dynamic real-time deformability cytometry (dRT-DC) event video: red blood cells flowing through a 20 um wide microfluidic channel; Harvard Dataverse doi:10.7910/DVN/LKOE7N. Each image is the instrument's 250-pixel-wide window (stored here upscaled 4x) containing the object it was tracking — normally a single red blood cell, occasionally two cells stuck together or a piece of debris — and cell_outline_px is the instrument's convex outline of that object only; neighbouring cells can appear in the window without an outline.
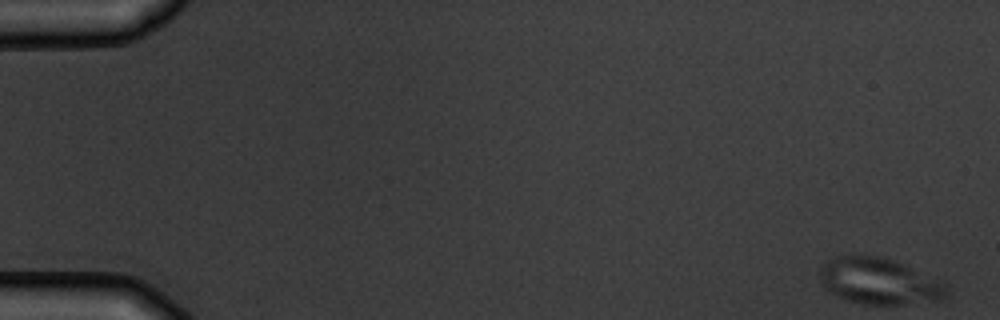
{"species": "common noctule bat (a hibernating species)", "species_latin": "Nyctalus noctula", "temperature_condition": "warm", "stored_images_in_passage": 11, "camera_frame_rate_fps": 3000, "um_per_image_px": 0.085, "animal": {"sex": "male", "body_mass_g": 19.5, "forearm_length_mm": 54.6}, "frame": {"image": 1, "passage_image": 1, "time_ms": 0.0, "image_size_px": [1000, 320], "cell_outline_px": [[948, 292], [940, 300], [904, 304], [864, 304], [848, 300], [836, 296], [820, 280], [820, 268], [828, 260], [836, 256], [876, 256], [892, 260], [904, 264], [948, 284]], "centroid_in_image_um": [74.75, 23.91], "position_along_channel_um": 10.2, "area_um2": 33.76}}
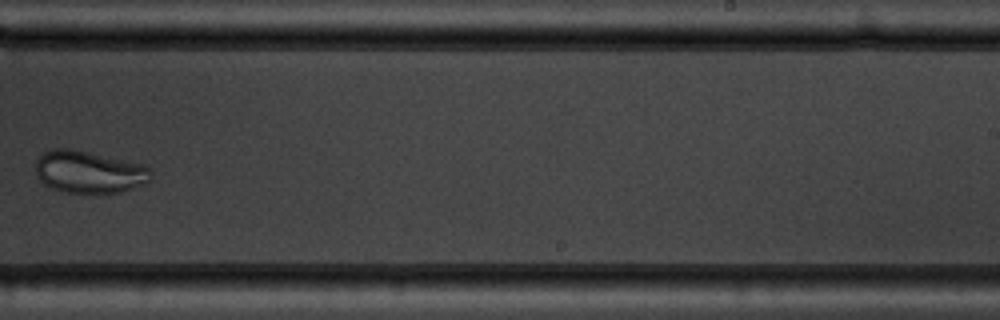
{"frame": {"image": 2, "passage_image": 10, "time_ms": 11.333, "image_size_px": [1000, 320], "cell_outline_px": [[152, 180], [148, 184], [120, 192], [104, 196], [92, 196], [64, 192], [52, 188], [44, 184], [36, 176], [36, 160], [44, 152], [52, 148], [72, 148], [144, 164], [152, 172]], "centroid_in_image_um": [7.61, 14.67], "position_along_channel_um": 281.4, "area_um2": 29.65}}